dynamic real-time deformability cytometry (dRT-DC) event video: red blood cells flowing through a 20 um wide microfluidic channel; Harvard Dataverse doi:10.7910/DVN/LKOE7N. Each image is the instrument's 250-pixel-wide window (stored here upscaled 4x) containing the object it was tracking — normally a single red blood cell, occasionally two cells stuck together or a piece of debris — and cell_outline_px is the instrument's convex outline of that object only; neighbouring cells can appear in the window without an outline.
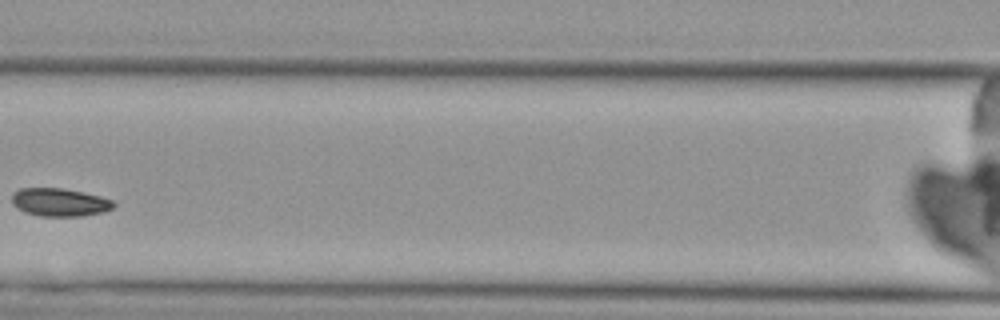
{"species": "Egyptian fruit bat (a non-hibernating species)", "species_latin": "Rousettus aegyptiacus", "temperature_condition": "cold", "stored_images_in_passage": 3, "camera_frame_rate_fps": 3000, "um_per_image_px": 0.085, "animal": {"sex": "female"}, "frame": {"image": 1, "passage_image": 3, "time_ms": 2.333, "image_size_px": [1000, 320], "cell_outline_px": [[116, 204], [112, 208], [104, 212], [80, 216], [40, 216], [24, 212], [16, 208], [12, 204], [12, 192], [20, 188], [64, 188], [100, 196], [112, 200]], "centroid_in_image_um": [5.04, 17.19], "position_along_channel_um": 161.6, "area_um2": 16.76}}